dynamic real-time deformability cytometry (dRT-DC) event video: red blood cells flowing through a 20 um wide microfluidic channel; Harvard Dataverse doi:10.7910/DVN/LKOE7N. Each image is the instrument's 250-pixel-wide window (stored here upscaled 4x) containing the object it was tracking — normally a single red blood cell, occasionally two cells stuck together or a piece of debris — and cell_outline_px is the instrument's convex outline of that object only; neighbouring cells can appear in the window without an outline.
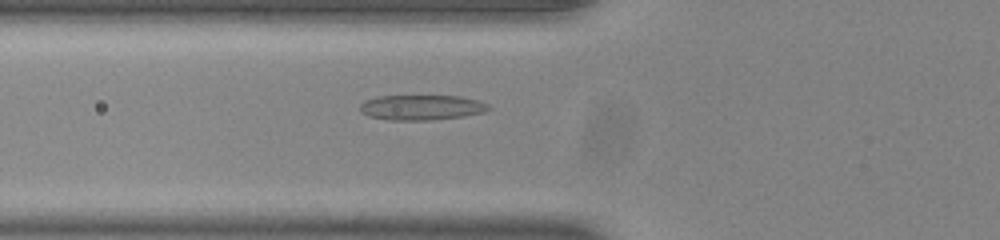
{"species": "common noctule bat (a hibernating species)", "species_latin": "Nyctalus noctula", "temperature_condition": "room temperature", "stored_images_in_passage": 45, "segment_of_instrument_passage": [1, 2], "camera_frame_rate_fps": 3000, "um_per_image_px": 0.085, "animal": {"sex": "male", "body_mass_g": 20.0, "forearm_length_mm": 53.3}, "frame": {"image": 1, "passage_image": 11, "time_ms": 3.333, "image_size_px": [1000, 240], "cell_outline_px": [[492, 108], [484, 112], [464, 116], [432, 120], [388, 120], [368, 116], [360, 112], [360, 104], [364, 100], [376, 96], [460, 96], [476, 100], [488, 104]], "centroid_in_image_um": [35.8, 9.13], "position_along_channel_um": 90.0, "area_um2": 18.96}}
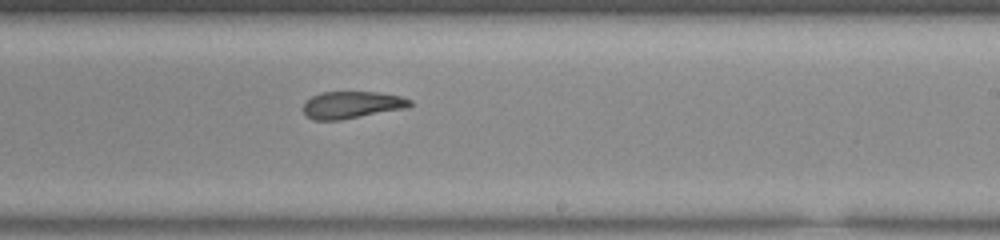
{"frame": {"image": 2, "passage_image": 24, "time_ms": 7.667, "image_size_px": [1000, 240], "cell_outline_px": [[412, 104], [408, 108], [340, 120], [312, 120], [304, 112], [304, 100], [320, 92], [376, 92], [400, 96], [412, 100]], "centroid_in_image_um": [29.91, 8.91], "position_along_channel_um": 259.1, "area_um2": 16.94}}
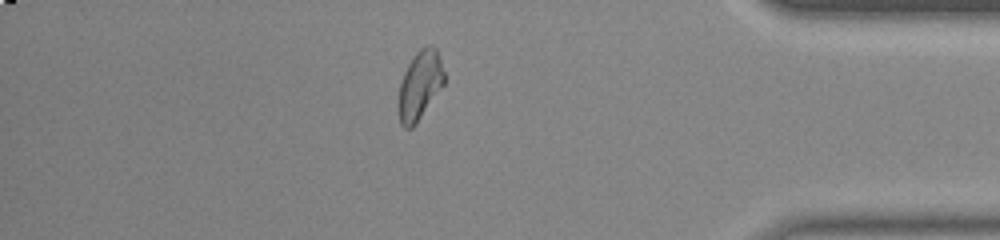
{"frame": {"image": 3, "passage_image": 37, "time_ms": 12.0, "image_size_px": [1000, 240], "cell_outline_px": [[444, 84], [416, 124], [412, 128], [404, 128], [400, 124], [400, 84], [404, 72], [412, 56], [420, 48], [432, 44], [436, 48], [444, 72]], "centroid_in_image_um": [35.7, 7.22], "position_along_channel_um": 399.5, "area_um2": 17.98}}